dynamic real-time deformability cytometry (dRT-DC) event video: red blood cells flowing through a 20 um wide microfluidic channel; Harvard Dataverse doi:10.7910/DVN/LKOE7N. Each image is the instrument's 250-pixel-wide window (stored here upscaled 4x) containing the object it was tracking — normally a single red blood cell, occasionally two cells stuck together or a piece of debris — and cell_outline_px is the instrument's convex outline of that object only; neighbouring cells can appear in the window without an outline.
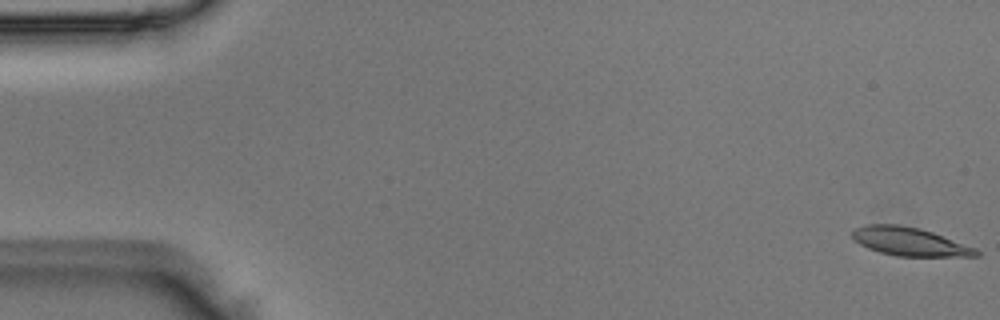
{"species": "Egyptian fruit bat (a non-hibernating species)", "species_latin": "Rousettus aegyptiacus", "temperature_condition": "room temperature", "stored_images_in_passage": 15, "camera_frame_rate_fps": 3000, "um_per_image_px": 0.085, "animal": {"sex": "male"}, "frame": {"image": 1, "passage_image": 1, "time_ms": 0.0, "image_size_px": [1000, 320], "cell_outline_px": [[980, 256], [896, 256], [880, 252], [868, 248], [852, 240], [852, 228], [864, 224], [900, 224], [920, 228], [932, 232], [976, 248], [980, 252]], "centroid_in_image_um": [77.26, 20.52], "position_along_channel_um": 7.7, "area_um2": 20.63}}